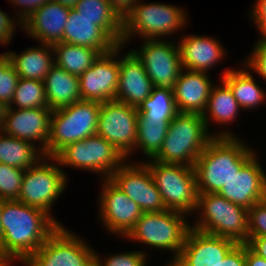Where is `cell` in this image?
Here are the masks:
<instances>
[{"label": "cell", "instance_id": "4fadbf2b", "mask_svg": "<svg viewBox=\"0 0 266 266\" xmlns=\"http://www.w3.org/2000/svg\"><path fill=\"white\" fill-rule=\"evenodd\" d=\"M142 62L154 87L173 91L182 64L178 44L159 39H145L140 50H131Z\"/></svg>", "mask_w": 266, "mask_h": 266}, {"label": "cell", "instance_id": "ee69618b", "mask_svg": "<svg viewBox=\"0 0 266 266\" xmlns=\"http://www.w3.org/2000/svg\"><path fill=\"white\" fill-rule=\"evenodd\" d=\"M111 7L117 14L124 19L125 16L133 9L138 0H108Z\"/></svg>", "mask_w": 266, "mask_h": 266}, {"label": "cell", "instance_id": "52a82bcc", "mask_svg": "<svg viewBox=\"0 0 266 266\" xmlns=\"http://www.w3.org/2000/svg\"><path fill=\"white\" fill-rule=\"evenodd\" d=\"M150 161L145 164L149 167L166 209L187 215L193 213L198 200L194 167Z\"/></svg>", "mask_w": 266, "mask_h": 266}, {"label": "cell", "instance_id": "8fae6325", "mask_svg": "<svg viewBox=\"0 0 266 266\" xmlns=\"http://www.w3.org/2000/svg\"><path fill=\"white\" fill-rule=\"evenodd\" d=\"M26 266H95V251L60 226L24 263Z\"/></svg>", "mask_w": 266, "mask_h": 266}, {"label": "cell", "instance_id": "4dcf8cb0", "mask_svg": "<svg viewBox=\"0 0 266 266\" xmlns=\"http://www.w3.org/2000/svg\"><path fill=\"white\" fill-rule=\"evenodd\" d=\"M221 83L223 85H218L219 87H212L206 109L202 114L207 129L209 128L208 123L210 120L219 124L234 121L239 112L238 110L241 109L229 86L222 80Z\"/></svg>", "mask_w": 266, "mask_h": 266}, {"label": "cell", "instance_id": "74e56055", "mask_svg": "<svg viewBox=\"0 0 266 266\" xmlns=\"http://www.w3.org/2000/svg\"><path fill=\"white\" fill-rule=\"evenodd\" d=\"M19 78L11 62L0 71V102L7 107L11 105Z\"/></svg>", "mask_w": 266, "mask_h": 266}, {"label": "cell", "instance_id": "2e32d148", "mask_svg": "<svg viewBox=\"0 0 266 266\" xmlns=\"http://www.w3.org/2000/svg\"><path fill=\"white\" fill-rule=\"evenodd\" d=\"M236 244L230 238L211 235L191 227L180 255L171 260L168 266H218Z\"/></svg>", "mask_w": 266, "mask_h": 266}, {"label": "cell", "instance_id": "f907efd6", "mask_svg": "<svg viewBox=\"0 0 266 266\" xmlns=\"http://www.w3.org/2000/svg\"><path fill=\"white\" fill-rule=\"evenodd\" d=\"M3 199H0V247L2 246V241H3V228L1 224V212H2V206H3Z\"/></svg>", "mask_w": 266, "mask_h": 266}, {"label": "cell", "instance_id": "6da1fadb", "mask_svg": "<svg viewBox=\"0 0 266 266\" xmlns=\"http://www.w3.org/2000/svg\"><path fill=\"white\" fill-rule=\"evenodd\" d=\"M0 251L11 263H24L61 226L51 214L18 200H4Z\"/></svg>", "mask_w": 266, "mask_h": 266}, {"label": "cell", "instance_id": "603a6c76", "mask_svg": "<svg viewBox=\"0 0 266 266\" xmlns=\"http://www.w3.org/2000/svg\"><path fill=\"white\" fill-rule=\"evenodd\" d=\"M178 48L182 68L191 71L207 73L226 55L222 44L210 36H184L178 42Z\"/></svg>", "mask_w": 266, "mask_h": 266}, {"label": "cell", "instance_id": "d6a6232c", "mask_svg": "<svg viewBox=\"0 0 266 266\" xmlns=\"http://www.w3.org/2000/svg\"><path fill=\"white\" fill-rule=\"evenodd\" d=\"M145 119L172 120L177 114L173 91L154 87L151 95L137 108Z\"/></svg>", "mask_w": 266, "mask_h": 266}, {"label": "cell", "instance_id": "ba28073f", "mask_svg": "<svg viewBox=\"0 0 266 266\" xmlns=\"http://www.w3.org/2000/svg\"><path fill=\"white\" fill-rule=\"evenodd\" d=\"M183 9L163 3L143 4L137 1L133 9L123 19L121 45L129 42L136 33L145 39H158L171 35L186 25Z\"/></svg>", "mask_w": 266, "mask_h": 266}, {"label": "cell", "instance_id": "f6af8a7d", "mask_svg": "<svg viewBox=\"0 0 266 266\" xmlns=\"http://www.w3.org/2000/svg\"><path fill=\"white\" fill-rule=\"evenodd\" d=\"M246 245L257 255L266 259V237H248Z\"/></svg>", "mask_w": 266, "mask_h": 266}, {"label": "cell", "instance_id": "d6986e66", "mask_svg": "<svg viewBox=\"0 0 266 266\" xmlns=\"http://www.w3.org/2000/svg\"><path fill=\"white\" fill-rule=\"evenodd\" d=\"M50 108L20 109L9 106L6 109L2 133L21 140L33 142L41 141L39 148L43 153L49 139Z\"/></svg>", "mask_w": 266, "mask_h": 266}, {"label": "cell", "instance_id": "ab89813d", "mask_svg": "<svg viewBox=\"0 0 266 266\" xmlns=\"http://www.w3.org/2000/svg\"><path fill=\"white\" fill-rule=\"evenodd\" d=\"M49 1L50 0H10L12 4L18 5L19 8L23 10H20L19 13L16 14V16L18 15L19 17L14 18L16 21H19L16 25L18 26L20 24L22 27V22H24L36 9Z\"/></svg>", "mask_w": 266, "mask_h": 266}, {"label": "cell", "instance_id": "9a60e30c", "mask_svg": "<svg viewBox=\"0 0 266 266\" xmlns=\"http://www.w3.org/2000/svg\"><path fill=\"white\" fill-rule=\"evenodd\" d=\"M122 47L119 44L110 52L100 54L92 66L79 76L82 100L101 103L115 100L119 80V60L116 58H119L117 54Z\"/></svg>", "mask_w": 266, "mask_h": 266}, {"label": "cell", "instance_id": "7dc6e473", "mask_svg": "<svg viewBox=\"0 0 266 266\" xmlns=\"http://www.w3.org/2000/svg\"><path fill=\"white\" fill-rule=\"evenodd\" d=\"M11 62L10 57L8 53L4 52L0 55V71H3V69Z\"/></svg>", "mask_w": 266, "mask_h": 266}, {"label": "cell", "instance_id": "484cf974", "mask_svg": "<svg viewBox=\"0 0 266 266\" xmlns=\"http://www.w3.org/2000/svg\"><path fill=\"white\" fill-rule=\"evenodd\" d=\"M41 46L27 48L19 55L12 51L8 52L11 63L20 78L44 81L50 68L55 64L54 49L51 44L41 43Z\"/></svg>", "mask_w": 266, "mask_h": 266}, {"label": "cell", "instance_id": "681fc988", "mask_svg": "<svg viewBox=\"0 0 266 266\" xmlns=\"http://www.w3.org/2000/svg\"><path fill=\"white\" fill-rule=\"evenodd\" d=\"M6 109L7 106H5L2 102H0V131L3 127Z\"/></svg>", "mask_w": 266, "mask_h": 266}, {"label": "cell", "instance_id": "816d5d0a", "mask_svg": "<svg viewBox=\"0 0 266 266\" xmlns=\"http://www.w3.org/2000/svg\"><path fill=\"white\" fill-rule=\"evenodd\" d=\"M0 266H11L10 262L2 255L0 251Z\"/></svg>", "mask_w": 266, "mask_h": 266}, {"label": "cell", "instance_id": "7a4b0ae2", "mask_svg": "<svg viewBox=\"0 0 266 266\" xmlns=\"http://www.w3.org/2000/svg\"><path fill=\"white\" fill-rule=\"evenodd\" d=\"M237 137H213L194 164L198 194L219 193L255 154Z\"/></svg>", "mask_w": 266, "mask_h": 266}, {"label": "cell", "instance_id": "cb8c5ba5", "mask_svg": "<svg viewBox=\"0 0 266 266\" xmlns=\"http://www.w3.org/2000/svg\"><path fill=\"white\" fill-rule=\"evenodd\" d=\"M62 42L96 49L100 54L110 52L118 44L94 20L70 8L63 30Z\"/></svg>", "mask_w": 266, "mask_h": 266}, {"label": "cell", "instance_id": "d4e9b609", "mask_svg": "<svg viewBox=\"0 0 266 266\" xmlns=\"http://www.w3.org/2000/svg\"><path fill=\"white\" fill-rule=\"evenodd\" d=\"M48 107L54 111L80 101L79 76L54 64L44 79Z\"/></svg>", "mask_w": 266, "mask_h": 266}, {"label": "cell", "instance_id": "8992f818", "mask_svg": "<svg viewBox=\"0 0 266 266\" xmlns=\"http://www.w3.org/2000/svg\"><path fill=\"white\" fill-rule=\"evenodd\" d=\"M184 213L174 210L143 212L135 226L125 236L152 248L172 251L177 258L185 243L191 225L183 217Z\"/></svg>", "mask_w": 266, "mask_h": 266}, {"label": "cell", "instance_id": "5b68a950", "mask_svg": "<svg viewBox=\"0 0 266 266\" xmlns=\"http://www.w3.org/2000/svg\"><path fill=\"white\" fill-rule=\"evenodd\" d=\"M197 211L201 214L197 225L191 226L193 229L230 238L237 243L247 242L248 209L228 201L218 193H204L198 194Z\"/></svg>", "mask_w": 266, "mask_h": 266}, {"label": "cell", "instance_id": "7402d4cb", "mask_svg": "<svg viewBox=\"0 0 266 266\" xmlns=\"http://www.w3.org/2000/svg\"><path fill=\"white\" fill-rule=\"evenodd\" d=\"M181 70L173 96L178 113L202 115L213 87L206 72Z\"/></svg>", "mask_w": 266, "mask_h": 266}, {"label": "cell", "instance_id": "8d00e7d4", "mask_svg": "<svg viewBox=\"0 0 266 266\" xmlns=\"http://www.w3.org/2000/svg\"><path fill=\"white\" fill-rule=\"evenodd\" d=\"M146 256L141 251L124 252L109 256L102 263L98 253H95V266H146Z\"/></svg>", "mask_w": 266, "mask_h": 266}, {"label": "cell", "instance_id": "f546056e", "mask_svg": "<svg viewBox=\"0 0 266 266\" xmlns=\"http://www.w3.org/2000/svg\"><path fill=\"white\" fill-rule=\"evenodd\" d=\"M55 64L76 76L82 75L100 53L91 47L58 42L53 44Z\"/></svg>", "mask_w": 266, "mask_h": 266}, {"label": "cell", "instance_id": "44dd1931", "mask_svg": "<svg viewBox=\"0 0 266 266\" xmlns=\"http://www.w3.org/2000/svg\"><path fill=\"white\" fill-rule=\"evenodd\" d=\"M70 8L50 0L36 9L24 22L21 30L43 44L62 42L63 30L68 20Z\"/></svg>", "mask_w": 266, "mask_h": 266}, {"label": "cell", "instance_id": "9c48e42d", "mask_svg": "<svg viewBox=\"0 0 266 266\" xmlns=\"http://www.w3.org/2000/svg\"><path fill=\"white\" fill-rule=\"evenodd\" d=\"M54 157L59 166L89 169L102 174L103 179H108L127 159L114 145L97 134L68 144Z\"/></svg>", "mask_w": 266, "mask_h": 266}, {"label": "cell", "instance_id": "f35d334b", "mask_svg": "<svg viewBox=\"0 0 266 266\" xmlns=\"http://www.w3.org/2000/svg\"><path fill=\"white\" fill-rule=\"evenodd\" d=\"M258 41L251 52L252 56L243 63L266 80V41L261 38Z\"/></svg>", "mask_w": 266, "mask_h": 266}, {"label": "cell", "instance_id": "3957f363", "mask_svg": "<svg viewBox=\"0 0 266 266\" xmlns=\"http://www.w3.org/2000/svg\"><path fill=\"white\" fill-rule=\"evenodd\" d=\"M208 130L202 115L178 113L169 123L162 148L152 160L193 167L213 137H235L231 131L212 135Z\"/></svg>", "mask_w": 266, "mask_h": 266}, {"label": "cell", "instance_id": "ffe728a7", "mask_svg": "<svg viewBox=\"0 0 266 266\" xmlns=\"http://www.w3.org/2000/svg\"><path fill=\"white\" fill-rule=\"evenodd\" d=\"M154 85L142 62L130 51L119 60V80L115 100L138 108L152 93Z\"/></svg>", "mask_w": 266, "mask_h": 266}, {"label": "cell", "instance_id": "4316f807", "mask_svg": "<svg viewBox=\"0 0 266 266\" xmlns=\"http://www.w3.org/2000/svg\"><path fill=\"white\" fill-rule=\"evenodd\" d=\"M74 9L80 15L94 20L118 45L122 42L123 19L108 0H79Z\"/></svg>", "mask_w": 266, "mask_h": 266}, {"label": "cell", "instance_id": "b9f144b4", "mask_svg": "<svg viewBox=\"0 0 266 266\" xmlns=\"http://www.w3.org/2000/svg\"><path fill=\"white\" fill-rule=\"evenodd\" d=\"M218 266H246L245 243H237Z\"/></svg>", "mask_w": 266, "mask_h": 266}, {"label": "cell", "instance_id": "1f68e13d", "mask_svg": "<svg viewBox=\"0 0 266 266\" xmlns=\"http://www.w3.org/2000/svg\"><path fill=\"white\" fill-rule=\"evenodd\" d=\"M171 121L172 120L145 119L138 113L135 149L139 147L144 155L153 159L162 148Z\"/></svg>", "mask_w": 266, "mask_h": 266}, {"label": "cell", "instance_id": "5bb4252c", "mask_svg": "<svg viewBox=\"0 0 266 266\" xmlns=\"http://www.w3.org/2000/svg\"><path fill=\"white\" fill-rule=\"evenodd\" d=\"M108 179L132 199L143 212L167 210L145 162L136 163V165L125 162Z\"/></svg>", "mask_w": 266, "mask_h": 266}, {"label": "cell", "instance_id": "277c9868", "mask_svg": "<svg viewBox=\"0 0 266 266\" xmlns=\"http://www.w3.org/2000/svg\"><path fill=\"white\" fill-rule=\"evenodd\" d=\"M101 102L80 100L52 111L44 156L54 157L70 143L96 134Z\"/></svg>", "mask_w": 266, "mask_h": 266}, {"label": "cell", "instance_id": "c3c4849f", "mask_svg": "<svg viewBox=\"0 0 266 266\" xmlns=\"http://www.w3.org/2000/svg\"><path fill=\"white\" fill-rule=\"evenodd\" d=\"M55 2L61 3L62 5L69 7V8H74L76 3L79 0H53Z\"/></svg>", "mask_w": 266, "mask_h": 266}, {"label": "cell", "instance_id": "e0dca14e", "mask_svg": "<svg viewBox=\"0 0 266 266\" xmlns=\"http://www.w3.org/2000/svg\"><path fill=\"white\" fill-rule=\"evenodd\" d=\"M99 198L100 217L110 233L124 235L135 226L142 216V209L109 179H104Z\"/></svg>", "mask_w": 266, "mask_h": 266}, {"label": "cell", "instance_id": "d590c367", "mask_svg": "<svg viewBox=\"0 0 266 266\" xmlns=\"http://www.w3.org/2000/svg\"><path fill=\"white\" fill-rule=\"evenodd\" d=\"M266 237V198L248 209V237Z\"/></svg>", "mask_w": 266, "mask_h": 266}, {"label": "cell", "instance_id": "7c38bea8", "mask_svg": "<svg viewBox=\"0 0 266 266\" xmlns=\"http://www.w3.org/2000/svg\"><path fill=\"white\" fill-rule=\"evenodd\" d=\"M137 108L110 100L102 102L96 134L114 145L126 158L133 154L137 140Z\"/></svg>", "mask_w": 266, "mask_h": 266}, {"label": "cell", "instance_id": "60d3db41", "mask_svg": "<svg viewBox=\"0 0 266 266\" xmlns=\"http://www.w3.org/2000/svg\"><path fill=\"white\" fill-rule=\"evenodd\" d=\"M251 15L254 24L261 33V40L266 41V0H256Z\"/></svg>", "mask_w": 266, "mask_h": 266}, {"label": "cell", "instance_id": "30bf717a", "mask_svg": "<svg viewBox=\"0 0 266 266\" xmlns=\"http://www.w3.org/2000/svg\"><path fill=\"white\" fill-rule=\"evenodd\" d=\"M46 160L55 161L47 163ZM50 158V159H49ZM41 161V162H40ZM56 164V165H55ZM55 157H42L32 167L24 171L18 201L28 206L51 212V206L58 196L64 192L68 179L64 171L58 167Z\"/></svg>", "mask_w": 266, "mask_h": 266}, {"label": "cell", "instance_id": "bcb514c9", "mask_svg": "<svg viewBox=\"0 0 266 266\" xmlns=\"http://www.w3.org/2000/svg\"><path fill=\"white\" fill-rule=\"evenodd\" d=\"M246 266H266V259L255 254L245 243Z\"/></svg>", "mask_w": 266, "mask_h": 266}, {"label": "cell", "instance_id": "e575fe53", "mask_svg": "<svg viewBox=\"0 0 266 266\" xmlns=\"http://www.w3.org/2000/svg\"><path fill=\"white\" fill-rule=\"evenodd\" d=\"M24 171L21 168L0 163V199L18 200Z\"/></svg>", "mask_w": 266, "mask_h": 266}, {"label": "cell", "instance_id": "83f0119b", "mask_svg": "<svg viewBox=\"0 0 266 266\" xmlns=\"http://www.w3.org/2000/svg\"><path fill=\"white\" fill-rule=\"evenodd\" d=\"M221 78L229 86L243 110L258 107L266 99V93L259 87V84L254 82L253 75L245 71V68L238 71L228 69Z\"/></svg>", "mask_w": 266, "mask_h": 266}, {"label": "cell", "instance_id": "7bdbcfd3", "mask_svg": "<svg viewBox=\"0 0 266 266\" xmlns=\"http://www.w3.org/2000/svg\"><path fill=\"white\" fill-rule=\"evenodd\" d=\"M14 19L8 17L6 12L0 10V43L7 44L12 40L13 32L16 30Z\"/></svg>", "mask_w": 266, "mask_h": 266}, {"label": "cell", "instance_id": "f1b7e54d", "mask_svg": "<svg viewBox=\"0 0 266 266\" xmlns=\"http://www.w3.org/2000/svg\"><path fill=\"white\" fill-rule=\"evenodd\" d=\"M0 134V163L26 170L44 157V153L33 143L4 135L2 131Z\"/></svg>", "mask_w": 266, "mask_h": 266}, {"label": "cell", "instance_id": "836d02e7", "mask_svg": "<svg viewBox=\"0 0 266 266\" xmlns=\"http://www.w3.org/2000/svg\"><path fill=\"white\" fill-rule=\"evenodd\" d=\"M12 104L20 109L49 108L44 82L19 78L10 106Z\"/></svg>", "mask_w": 266, "mask_h": 266}, {"label": "cell", "instance_id": "ac0fdd59", "mask_svg": "<svg viewBox=\"0 0 266 266\" xmlns=\"http://www.w3.org/2000/svg\"><path fill=\"white\" fill-rule=\"evenodd\" d=\"M228 201L250 209L266 198V173L259 165L256 153L242 166L239 173L218 193Z\"/></svg>", "mask_w": 266, "mask_h": 266}]
</instances>
